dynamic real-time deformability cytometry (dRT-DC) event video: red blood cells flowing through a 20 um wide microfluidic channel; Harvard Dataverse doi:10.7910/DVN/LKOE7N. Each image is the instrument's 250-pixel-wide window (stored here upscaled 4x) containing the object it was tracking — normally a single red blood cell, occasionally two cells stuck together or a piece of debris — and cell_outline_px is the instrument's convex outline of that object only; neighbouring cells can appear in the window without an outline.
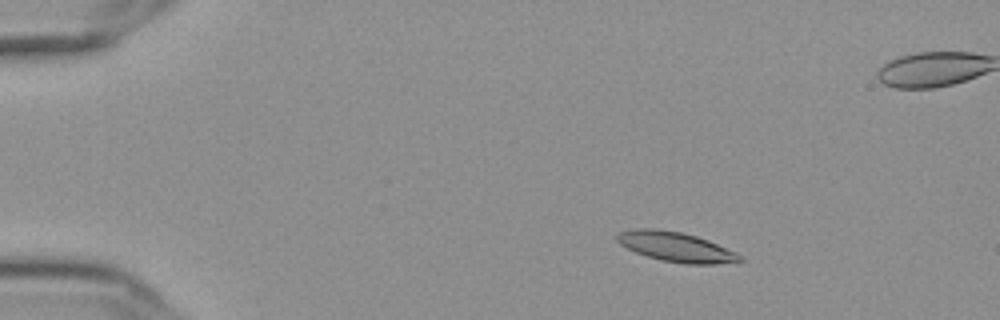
{"species": "Egyptian fruit bat (a non-hibernating species)", "species_latin": "Rousettus aegyptiacus", "temperature_condition": "cold", "stored_images_in_passage": 17, "camera_frame_rate_fps": 3000, "um_per_image_px": 0.085, "frame": {"image": 1, "passage_image": 10, "time_ms": 3.0, "image_size_px": [1000, 320], "cell_outline_px": [[744, 260], [716, 264], [684, 264], [660, 260], [636, 252], [620, 244], [616, 240], [616, 232], [636, 228], [656, 228], [680, 232], [696, 236], [708, 240], [736, 252], [744, 256]], "centroid_in_image_um": [57.44, 20.98], "position_along_channel_um": 27.6, "area_um2": 21.33}}